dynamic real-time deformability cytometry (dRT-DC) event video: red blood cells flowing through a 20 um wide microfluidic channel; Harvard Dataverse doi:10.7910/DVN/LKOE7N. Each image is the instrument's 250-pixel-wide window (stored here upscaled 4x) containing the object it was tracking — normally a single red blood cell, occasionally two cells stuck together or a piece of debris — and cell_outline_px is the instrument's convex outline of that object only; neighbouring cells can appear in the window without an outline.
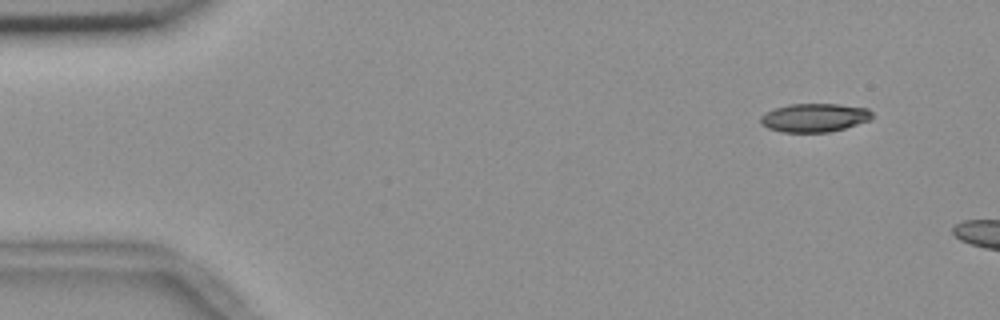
{"species": "common noctule bat (a hibernating species)", "species_latin": "Nyctalus noctula", "temperature_condition": "room temperature", "stored_images_in_passage": 6, "camera_frame_rate_fps": 3000, "um_per_image_px": 0.085, "animal": {"sex": "female", "body_mass_g": 18.4}, "frame": {"image": 1, "passage_image": 1, "time_ms": 0.0, "image_size_px": [1000, 320], "cell_outline_px": [[872, 120], [844, 128], [828, 132], [784, 132], [768, 128], [760, 124], [760, 116], [764, 112], [788, 104], [840, 104], [868, 108], [872, 112]], "centroid_in_image_um": [69.23, 9.99], "position_along_channel_um": 15.8, "area_um2": 18.67}}